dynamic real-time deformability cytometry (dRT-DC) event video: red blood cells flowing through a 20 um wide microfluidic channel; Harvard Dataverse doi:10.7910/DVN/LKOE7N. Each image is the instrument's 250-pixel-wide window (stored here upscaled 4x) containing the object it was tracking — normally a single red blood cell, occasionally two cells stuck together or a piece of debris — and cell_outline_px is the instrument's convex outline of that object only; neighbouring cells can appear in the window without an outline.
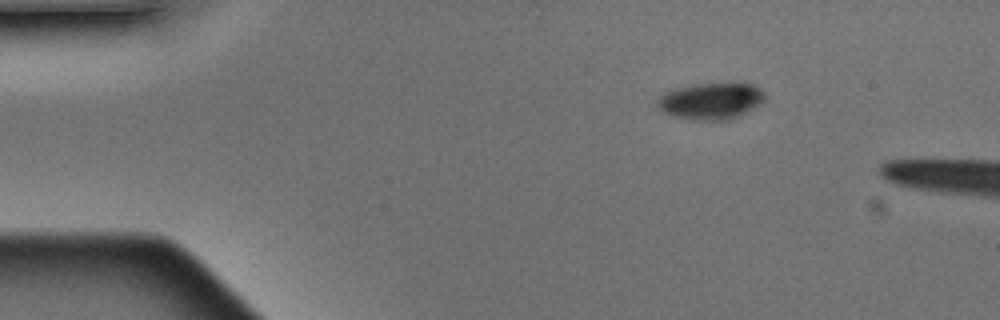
{"species": "Egyptian fruit bat (a non-hibernating species)", "species_latin": "Rousettus aegyptiacus", "temperature_condition": "warm", "stored_images_in_passage": 3, "camera_frame_rate_fps": 3000, "um_per_image_px": 0.085, "animal": {"sex": "male"}, "frame": {"image": 1, "passage_image": 2, "time_ms": 0.333, "image_size_px": [1000, 320], "cell_outline_px": [[764, 100], [752, 108], [728, 120], [692, 120], [672, 116], [656, 108], [656, 100], [664, 92], [680, 88], [700, 84], [736, 80], [752, 84], [764, 92]], "centroid_in_image_um": [60.41, 8.55], "position_along_channel_um": 24.6, "area_um2": 23.18}}